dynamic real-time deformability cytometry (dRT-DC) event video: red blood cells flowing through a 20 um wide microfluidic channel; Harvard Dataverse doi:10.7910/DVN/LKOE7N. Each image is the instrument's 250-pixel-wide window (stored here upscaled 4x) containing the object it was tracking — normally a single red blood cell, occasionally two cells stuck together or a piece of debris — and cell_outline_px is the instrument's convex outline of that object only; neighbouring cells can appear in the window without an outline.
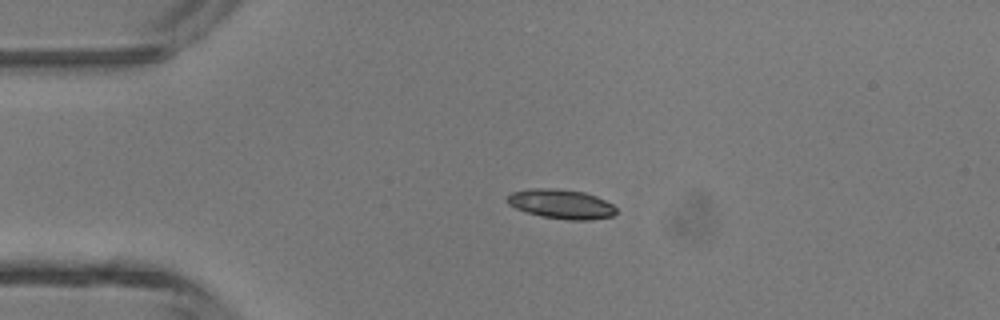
{"species": "common noctule bat (a hibernating species)", "species_latin": "Nyctalus noctula", "temperature_condition": "room temperature", "stored_images_in_passage": 4, "camera_frame_rate_fps": 3000, "um_per_image_px": 0.085, "animal": {"sex": "male", "body_mass_g": 13.3}, "frame": {"image": 1, "passage_image": 2, "time_ms": 0.333, "image_size_px": [1000, 320], "cell_outline_px": [[616, 212], [612, 216], [592, 220], [568, 220], [544, 216], [528, 212], [516, 208], [508, 204], [504, 200], [512, 192], [532, 188], [552, 188], [584, 192], [596, 196], [612, 204], [616, 208]], "centroid_in_image_um": [47.7, 17.34], "position_along_channel_um": 37.3, "area_um2": 18.55}}
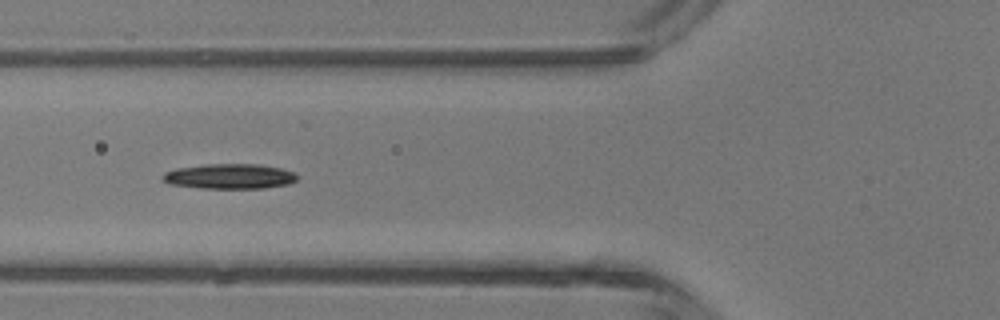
{"frame": {"image": 2, "passage_image": 4, "time_ms": 1.0, "image_size_px": [1000, 320], "cell_outline_px": [[296, 180], [288, 184], [264, 188], [200, 188], [168, 184], [164, 180], [164, 172], [176, 168], [208, 164], [256, 164], [280, 168], [292, 172], [296, 176]], "centroid_in_image_um": [19.48, 14.99], "position_along_channel_um": 106.3, "area_um2": 19.42}}